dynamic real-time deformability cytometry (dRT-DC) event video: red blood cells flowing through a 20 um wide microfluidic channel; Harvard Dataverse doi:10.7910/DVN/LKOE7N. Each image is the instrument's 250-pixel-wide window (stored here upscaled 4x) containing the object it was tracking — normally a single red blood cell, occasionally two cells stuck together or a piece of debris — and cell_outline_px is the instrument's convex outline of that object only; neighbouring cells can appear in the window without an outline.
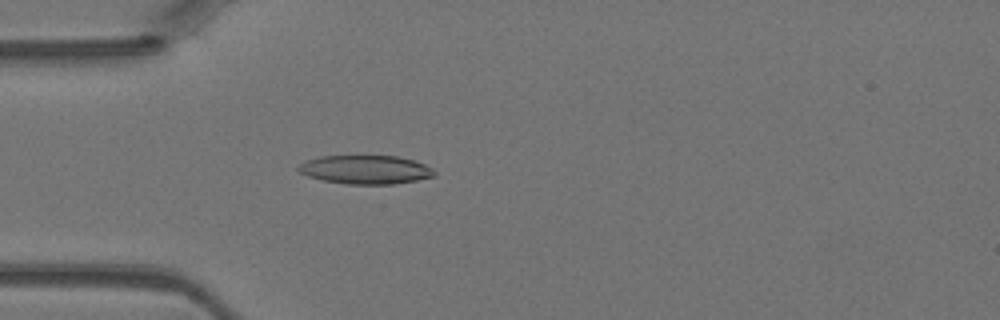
{"species": "Egyptian fruit bat (a non-hibernating species)", "species_latin": "Rousettus aegyptiacus", "temperature_condition": "warm", "stored_images_in_passage": 45, "camera_frame_rate_fps": 3000, "um_per_image_px": 0.085, "animal": {"sex": "female"}, "frame": {"image": 1, "passage_image": 13, "time_ms": 4.0, "image_size_px": [1000, 320], "cell_outline_px": [[436, 176], [416, 180], [392, 184], [348, 184], [324, 180], [308, 176], [300, 172], [296, 168], [304, 160], [320, 156], [396, 156], [412, 160], [424, 164], [432, 168], [436, 172]], "centroid_in_image_um": [31.06, 14.41], "position_along_channel_um": 53.9, "area_um2": 22.66}}
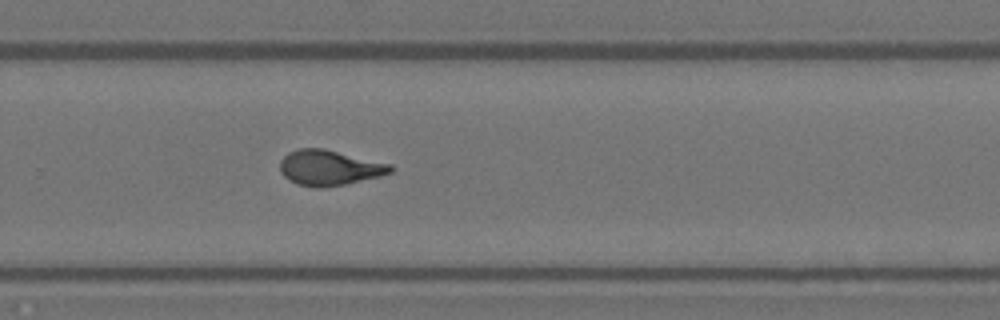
{"frame": {"image": 2, "passage_image": 30, "time_ms": 9.667, "image_size_px": [1000, 320], "cell_outline_px": [[396, 168], [392, 172], [380, 176], [344, 184], [324, 188], [312, 188], [296, 184], [288, 180], [280, 172], [280, 160], [288, 152], [300, 148], [324, 148], [392, 164]], "centroid_in_image_um": [27.99, 14.26], "position_along_channel_um": 301.8, "area_um2": 23.06}}
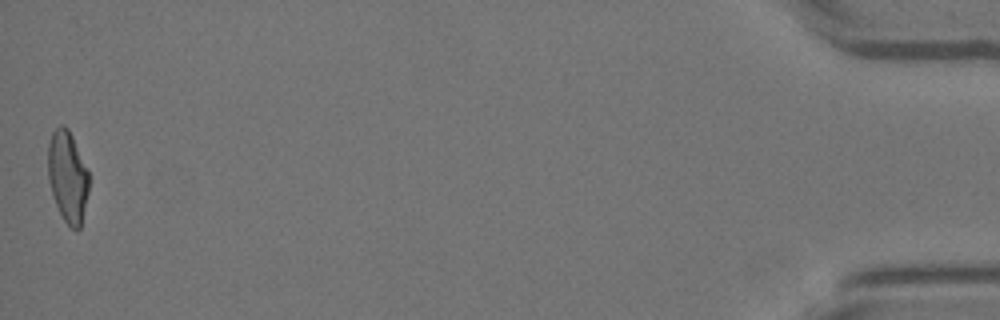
{"frame": {"image": 3, "passage_image": 45, "time_ms": 14.667, "image_size_px": [1000, 320], "cell_outline_px": [[88, 192], [80, 228], [76, 232], [64, 220], [52, 196], [48, 180], [48, 144], [52, 132], [60, 124], [64, 124], [68, 128], [72, 136], [88, 172]], "centroid_in_image_um": [5.73, 15.0], "position_along_channel_um": 429.5, "area_um2": 21.62}}